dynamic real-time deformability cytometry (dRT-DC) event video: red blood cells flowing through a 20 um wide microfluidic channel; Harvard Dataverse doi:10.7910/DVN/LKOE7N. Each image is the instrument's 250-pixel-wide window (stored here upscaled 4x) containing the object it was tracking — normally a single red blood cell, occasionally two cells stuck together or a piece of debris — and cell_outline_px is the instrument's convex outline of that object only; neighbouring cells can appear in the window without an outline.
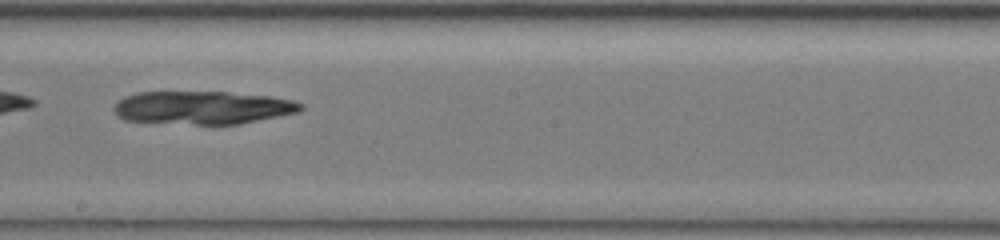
{"species": "common noctule bat (a hibernating species)", "species_latin": "Nyctalus noctula", "temperature_condition": "warm", "stored_images_in_passage": 25, "camera_frame_rate_fps": 3000, "um_per_image_px": 0.085, "animal": {"sex": "female", "body_mass_g": 19.5, "forearm_length_mm": 54.1}, "frame": {"image": 1, "passage_image": 23, "time_ms": 7.333, "image_size_px": [1000, 240], "cell_outline_px": [[304, 108], [296, 112], [236, 124], [196, 124], [124, 120], [116, 116], [112, 108], [124, 96], [136, 92], [228, 92], [272, 96], [292, 100], [304, 104]], "centroid_in_image_um": [17.19, 9.13], "position_along_channel_um": 231.0, "area_um2": 35.84}}